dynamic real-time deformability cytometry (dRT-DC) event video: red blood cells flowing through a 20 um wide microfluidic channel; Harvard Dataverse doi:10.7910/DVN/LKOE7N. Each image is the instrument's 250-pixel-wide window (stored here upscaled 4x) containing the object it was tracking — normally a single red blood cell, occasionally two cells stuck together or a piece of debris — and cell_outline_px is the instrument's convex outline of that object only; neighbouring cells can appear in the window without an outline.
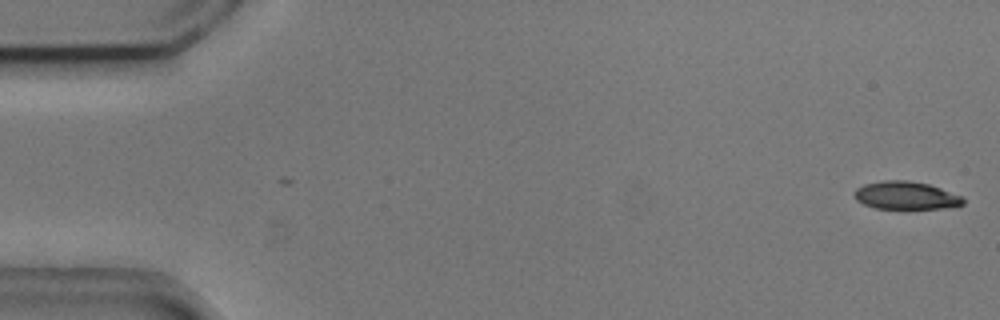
{"species": "common noctule bat (a hibernating species)", "species_latin": "Nyctalus noctula", "temperature_condition": "cold", "stored_images_in_passage": 19, "camera_frame_rate_fps": 3000, "um_per_image_px": 0.085, "animal": {"sex": "male", "body_mass_g": 20.5, "forearm_length_mm": 52.5}, "frame": {"image": 1, "passage_image": 1, "time_ms": 0.0, "image_size_px": [1000, 320], "cell_outline_px": [[964, 204], [956, 208], [876, 208], [864, 204], [856, 200], [852, 196], [852, 192], [856, 188], [864, 184], [884, 180], [908, 180], [928, 184], [940, 188], [960, 196], [964, 200]], "centroid_in_image_um": [76.97, 16.61], "position_along_channel_um": 8.0, "area_um2": 17.74}}
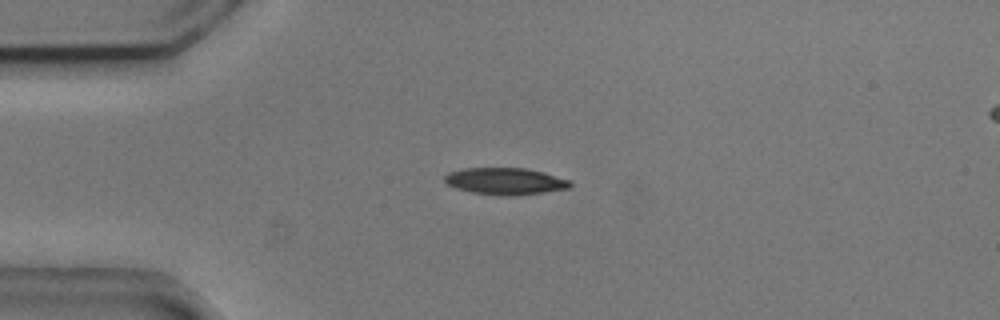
{"frame": {"image": 2, "passage_image": 13, "time_ms": 4.0, "image_size_px": [1000, 320], "cell_outline_px": [[572, 184], [568, 188], [544, 192], [512, 196], [504, 196], [472, 192], [456, 188], [448, 184], [444, 180], [444, 176], [448, 172], [464, 168], [524, 168], [544, 172], [568, 180]], "centroid_in_image_um": [42.92, 15.4], "position_along_channel_um": 42.1, "area_um2": 19.48}}